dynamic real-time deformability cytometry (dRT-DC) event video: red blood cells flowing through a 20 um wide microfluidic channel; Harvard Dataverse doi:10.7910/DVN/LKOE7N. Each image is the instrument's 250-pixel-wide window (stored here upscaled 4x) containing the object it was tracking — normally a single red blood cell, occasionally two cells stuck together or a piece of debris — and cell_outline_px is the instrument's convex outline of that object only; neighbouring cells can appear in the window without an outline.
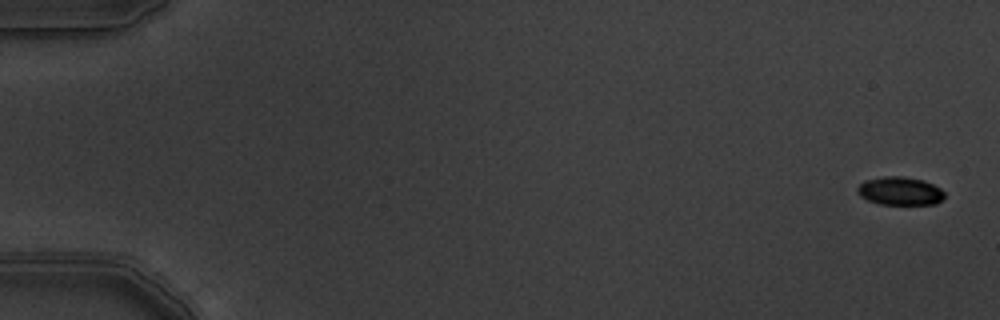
{"species": "common noctule bat (a hibernating species)", "species_latin": "Nyctalus noctula", "temperature_condition": "warm", "stored_images_in_passage": 5, "camera_frame_rate_fps": 3000, "um_per_image_px": 0.085, "animal": {"sex": "male", "body_mass_g": 19.5, "forearm_length_mm": 54.6}, "frame": {"image": 1, "passage_image": 1, "time_ms": 0.0, "image_size_px": [1000, 320], "cell_outline_px": [[944, 196], [936, 204], [880, 204], [868, 200], [860, 196], [856, 192], [856, 188], [864, 180], [884, 176], [904, 176], [924, 180], [940, 188], [944, 192]], "centroid_in_image_um": [76.47, 16.22], "position_along_channel_um": 8.5, "area_um2": 14.39}}
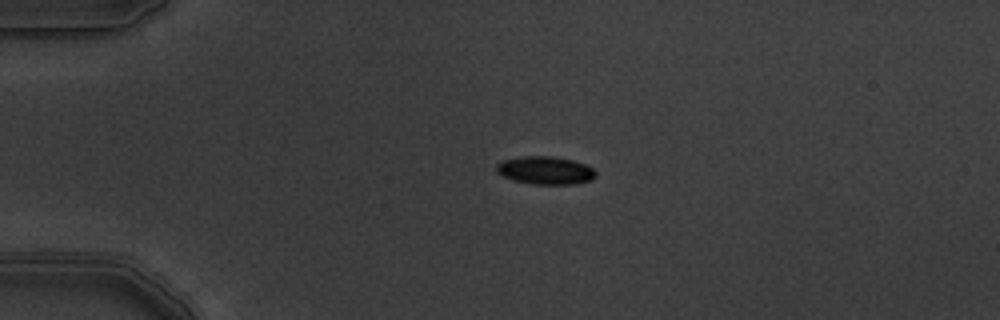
{"frame": {"image": 2, "passage_image": 4, "time_ms": 1.0, "image_size_px": [1000, 320], "cell_outline_px": [[596, 176], [592, 180], [576, 184], [532, 184], [512, 180], [496, 172], [496, 164], [504, 160], [524, 156], [552, 156], [572, 160], [584, 164], [592, 168], [596, 172]], "centroid_in_image_um": [46.36, 14.49], "position_along_channel_um": 38.6, "area_um2": 16.18}}